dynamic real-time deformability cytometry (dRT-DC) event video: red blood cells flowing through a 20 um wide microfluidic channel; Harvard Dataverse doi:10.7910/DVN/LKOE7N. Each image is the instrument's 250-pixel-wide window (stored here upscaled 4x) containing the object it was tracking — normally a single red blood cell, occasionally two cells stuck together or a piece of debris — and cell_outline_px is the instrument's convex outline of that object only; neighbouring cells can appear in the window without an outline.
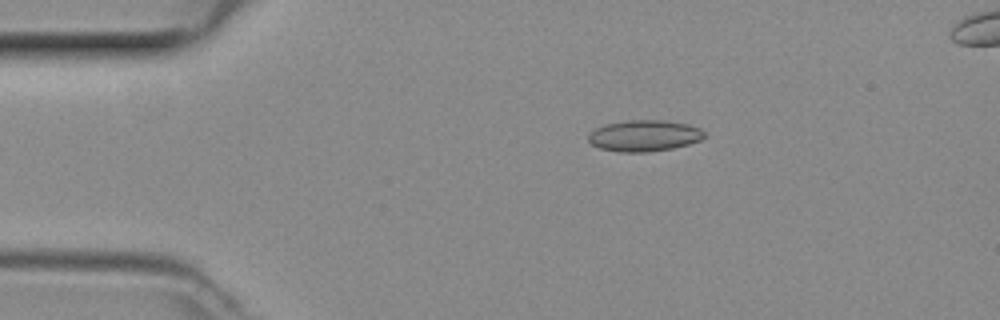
{"species": "common noctule bat (a hibernating species)", "species_latin": "Nyctalus noctula", "temperature_condition": "room temperature", "stored_images_in_passage": 20, "camera_frame_rate_fps": 3000, "um_per_image_px": 0.085, "animal": {"sex": "female", "body_mass_g": 29.2, "forearm_length_mm": 56.3}, "frame": {"image": 1, "passage_image": 2, "time_ms": 0.333, "image_size_px": [1000, 320], "cell_outline_px": [[704, 136], [700, 140], [688, 144], [672, 148], [648, 152], [620, 152], [600, 148], [592, 144], [588, 140], [588, 136], [596, 128], [604, 124], [628, 120], [664, 120], [688, 124], [700, 128], [704, 132]], "centroid_in_image_um": [54.76, 11.53], "position_along_channel_um": 30.2, "area_um2": 21.04}}
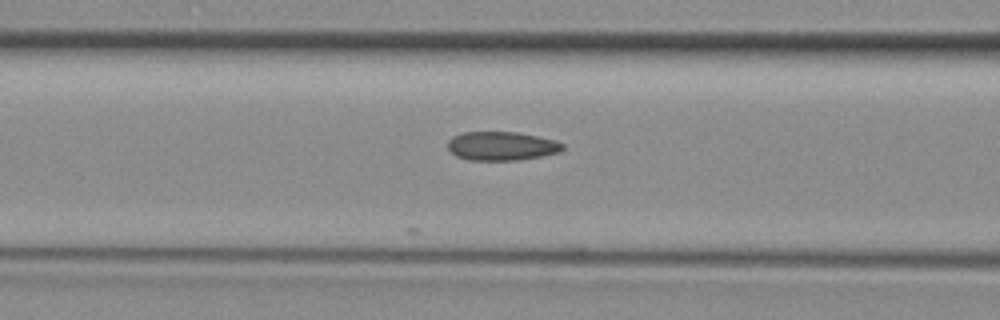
{"frame": {"image": 2, "passage_image": 12, "time_ms": 3.667, "image_size_px": [1000, 320], "cell_outline_px": [[564, 148], [560, 152], [540, 156], [516, 160], [468, 160], [456, 156], [448, 148], [448, 140], [452, 136], [464, 132], [516, 132], [556, 140], [564, 144]], "centroid_in_image_um": [42.63, 12.41], "position_along_channel_um": 124.0, "area_um2": 19.25}}
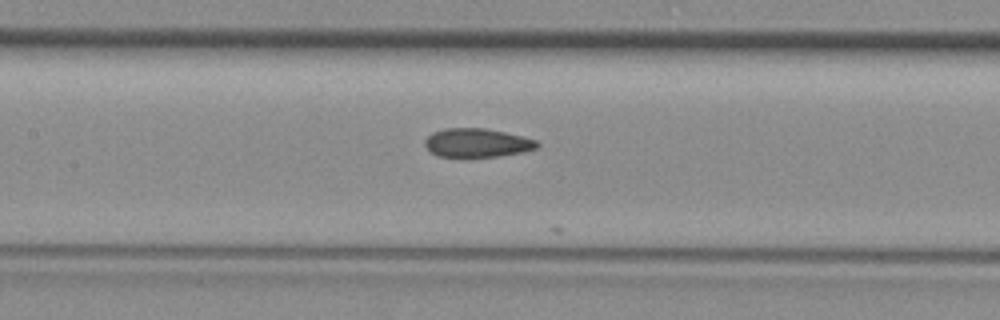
{"frame": {"image": 3, "passage_image": 15, "time_ms": 4.667, "image_size_px": [1000, 320], "cell_outline_px": [[540, 144], [536, 148], [524, 152], [472, 160], [436, 156], [424, 144], [424, 140], [432, 132], [444, 128], [484, 128], [504, 132], [536, 140]], "centroid_in_image_um": [40.5, 12.19], "position_along_channel_um": 166.9, "area_um2": 19.48}}